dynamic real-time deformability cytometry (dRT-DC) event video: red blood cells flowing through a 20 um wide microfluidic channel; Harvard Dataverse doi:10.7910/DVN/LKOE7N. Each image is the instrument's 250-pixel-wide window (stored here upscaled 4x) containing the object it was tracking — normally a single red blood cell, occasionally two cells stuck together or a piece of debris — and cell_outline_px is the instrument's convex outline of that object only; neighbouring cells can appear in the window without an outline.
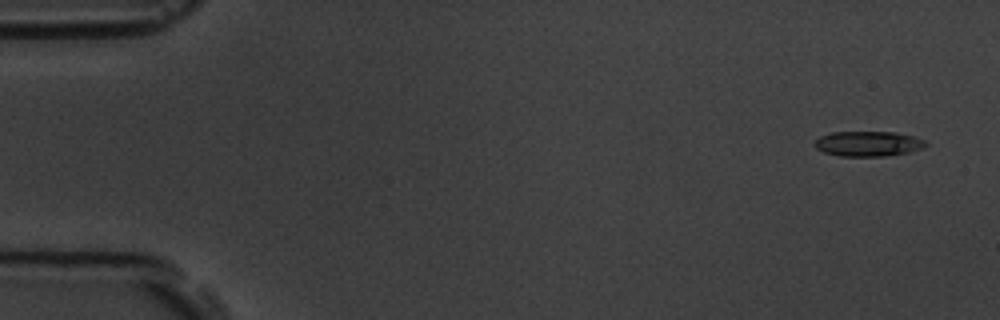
{"species": "common noctule bat (a hibernating species)", "species_latin": "Nyctalus noctula", "temperature_condition": "room temperature", "stored_images_in_passage": 6, "camera_frame_rate_fps": 3000, "um_per_image_px": 0.085, "animal": {"sex": "male", "body_mass_g": 19.5, "forearm_length_mm": 54.6}, "frame": {"image": 1, "passage_image": 1, "time_ms": 0.0, "image_size_px": [1000, 320], "cell_outline_px": [[928, 144], [920, 148], [908, 152], [884, 156], [840, 156], [824, 152], [816, 148], [812, 144], [820, 136], [832, 132], [896, 132], [912, 136], [924, 140]], "centroid_in_image_um": [73.75, 12.21], "position_along_channel_um": 11.3, "area_um2": 16.13}}
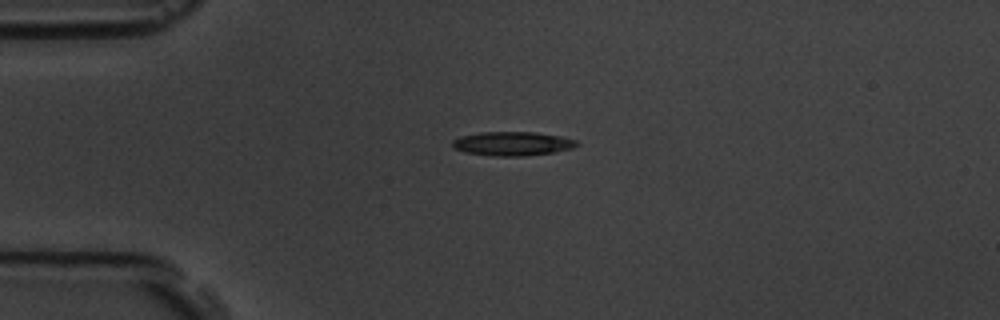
{"frame": {"image": 2, "passage_image": 4, "time_ms": 3.667, "image_size_px": [1000, 320], "cell_outline_px": [[580, 144], [572, 148], [556, 152], [524, 156], [492, 156], [464, 152], [456, 148], [452, 144], [452, 140], [460, 136], [480, 132], [532, 132], [560, 136], [576, 140]], "centroid_in_image_um": [43.56, 12.21], "position_along_channel_um": 41.4, "area_um2": 17.4}}
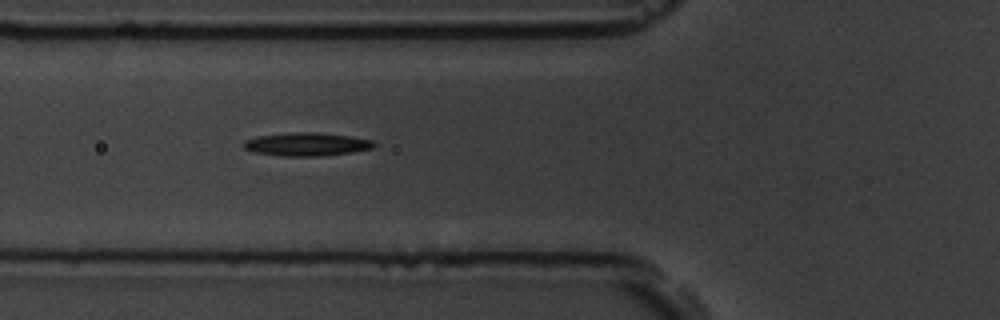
{"frame": {"image": 3, "passage_image": 6, "time_ms": 6.0, "image_size_px": [1000, 320], "cell_outline_px": [[376, 144], [372, 148], [352, 152], [320, 156], [280, 156], [256, 152], [244, 148], [244, 140], [256, 136], [292, 132], [316, 132], [348, 136], [372, 140]], "centroid_in_image_um": [26.05, 12.26], "position_along_channel_um": 99.8, "area_um2": 17.57}}